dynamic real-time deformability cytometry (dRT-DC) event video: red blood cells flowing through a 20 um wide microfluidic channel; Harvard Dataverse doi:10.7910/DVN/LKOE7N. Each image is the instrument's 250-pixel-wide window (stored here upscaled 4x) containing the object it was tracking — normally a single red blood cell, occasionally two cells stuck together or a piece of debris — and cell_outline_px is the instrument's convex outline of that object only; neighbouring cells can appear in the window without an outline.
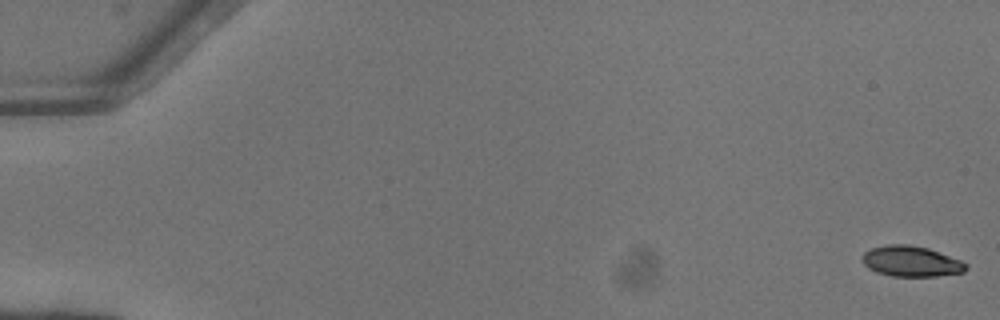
{"species": "common noctule bat (a hibernating species)", "species_latin": "Nyctalus noctula", "temperature_condition": "warm", "stored_images_in_passage": 14, "camera_frame_rate_fps": 3000, "um_per_image_px": 0.085, "animal": {"sex": "female"}, "frame": {"image": 1, "passage_image": 1, "time_ms": 0.0, "image_size_px": [1000, 320], "cell_outline_px": [[968, 268], [964, 272], [936, 276], [892, 276], [876, 272], [868, 268], [860, 260], [860, 256], [864, 252], [872, 248], [888, 244], [908, 244], [928, 248], [960, 260], [968, 264]], "centroid_in_image_um": [77.42, 22.21], "position_along_channel_um": 7.6, "area_um2": 18.61}}